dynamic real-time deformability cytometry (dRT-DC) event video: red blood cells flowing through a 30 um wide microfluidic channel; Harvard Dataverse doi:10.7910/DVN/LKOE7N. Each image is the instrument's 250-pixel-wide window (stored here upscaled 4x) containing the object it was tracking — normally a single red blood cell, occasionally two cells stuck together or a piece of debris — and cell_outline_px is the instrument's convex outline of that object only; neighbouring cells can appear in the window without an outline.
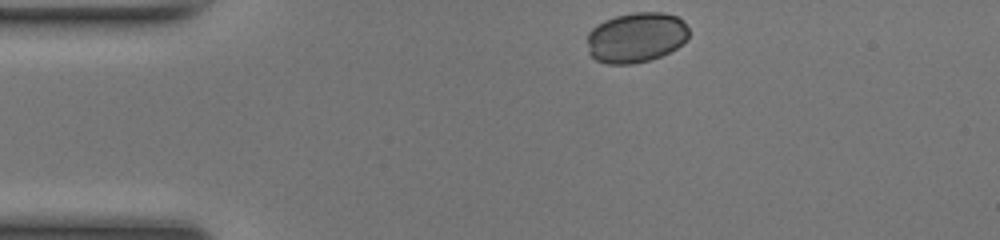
{"species": "common noctule bat (a hibernating species)", "species_latin": "Nyctalus noctula", "temperature_condition": "room temperature", "stored_images_in_passage": 34, "camera_frame_rate_fps": 3000, "um_per_image_px": 0.085, "animal": {"sex": "female", "body_mass_g": 17.0, "forearm_length_mm": 48.0}, "frame": {"image": 1, "passage_image": 1, "time_ms": 0.0, "image_size_px": [1000, 240], "cell_outline_px": [[688, 36], [676, 48], [660, 56], [648, 60], [632, 64], [608, 64], [596, 60], [588, 52], [588, 32], [592, 28], [604, 20], [616, 16], [636, 12], [664, 12], [676, 16], [688, 28]], "centroid_in_image_um": [54.03, 3.18], "position_along_channel_um": 31.0, "area_um2": 29.48}}
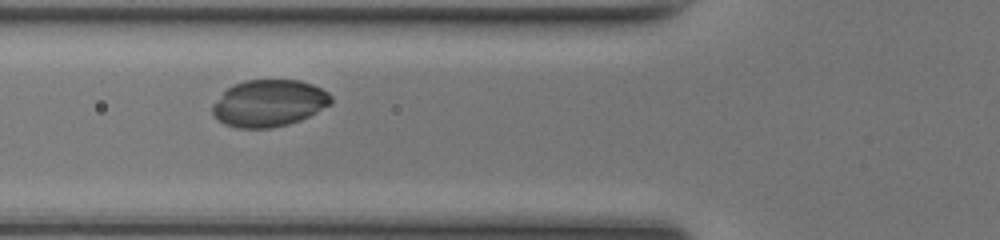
{"frame": {"image": 2, "passage_image": 10, "time_ms": 3.0, "image_size_px": [1000, 240], "cell_outline_px": [[332, 104], [300, 120], [288, 124], [272, 128], [236, 128], [224, 124], [216, 120], [212, 116], [212, 104], [232, 84], [244, 80], [300, 80], [312, 84], [328, 92], [332, 96]], "centroid_in_image_um": [22.84, 8.78], "position_along_channel_um": 103.0, "area_um2": 32.66}}